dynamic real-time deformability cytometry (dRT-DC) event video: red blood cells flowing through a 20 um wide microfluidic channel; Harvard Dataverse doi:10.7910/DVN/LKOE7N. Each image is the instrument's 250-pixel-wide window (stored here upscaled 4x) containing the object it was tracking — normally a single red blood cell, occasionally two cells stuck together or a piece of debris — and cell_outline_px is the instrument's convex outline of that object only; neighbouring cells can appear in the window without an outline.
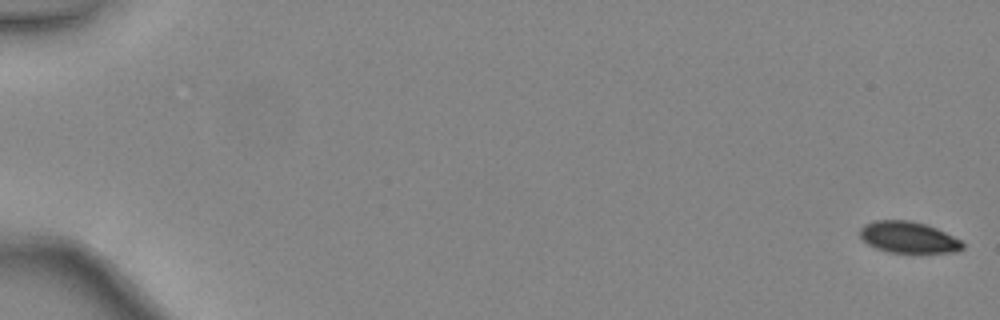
{"species": "common noctule bat (a hibernating species)", "species_latin": "Nyctalus noctula", "temperature_condition": "warm", "stored_images_in_passage": 48, "camera_frame_rate_fps": 3000, "um_per_image_px": 0.085, "animal": {"sex": "female", "body_mass_g": 24.6, "forearm_length_mm": 56.2}, "frame": {"image": 1, "passage_image": 1, "time_ms": 0.0, "image_size_px": [1000, 320], "cell_outline_px": [[964, 248], [956, 252], [888, 252], [876, 248], [868, 244], [860, 236], [860, 228], [864, 224], [876, 220], [908, 220], [924, 224], [936, 228], [960, 240], [964, 244]], "centroid_in_image_um": [77.2, 20.17], "position_along_channel_um": 7.8, "area_um2": 18.55}}
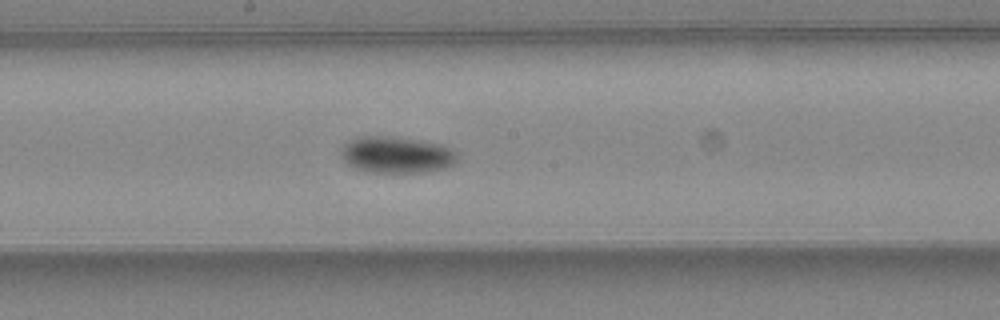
{"frame": {"image": 2, "passage_image": 28, "time_ms": 9.0, "image_size_px": [1000, 320], "cell_outline_px": [[456, 160], [448, 168], [424, 172], [364, 172], [352, 168], [340, 156], [340, 148], [348, 140], [356, 136], [392, 136], [440, 144], [456, 152]], "centroid_in_image_um": [33.62, 13.16], "position_along_channel_um": 214.6, "area_um2": 24.97}}
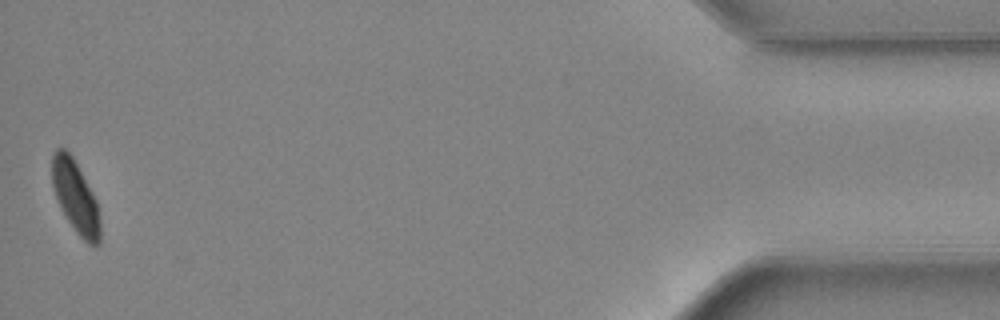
{"frame": {"image": 3, "passage_image": 48, "time_ms": 15.667, "image_size_px": [1000, 320], "cell_outline_px": [[100, 244], [88, 244], [76, 232], [60, 208], [52, 188], [52, 152], [56, 148], [64, 148], [72, 156], [92, 192], [96, 200], [100, 220]], "centroid_in_image_um": [6.4, 16.72], "position_along_channel_um": 428.8, "area_um2": 20.11}, "authors_computed_cell_mechanics": {"area_um2": 21.5016, "velocity_mm_per_s": 4.4447, "shape_relaxation_time_tau1_ms": 2.4766, "shape_relaxation_time_tau2_ms": null, "deformation_change_tau1": 0.0853, "deformation_change_tau2": null}}